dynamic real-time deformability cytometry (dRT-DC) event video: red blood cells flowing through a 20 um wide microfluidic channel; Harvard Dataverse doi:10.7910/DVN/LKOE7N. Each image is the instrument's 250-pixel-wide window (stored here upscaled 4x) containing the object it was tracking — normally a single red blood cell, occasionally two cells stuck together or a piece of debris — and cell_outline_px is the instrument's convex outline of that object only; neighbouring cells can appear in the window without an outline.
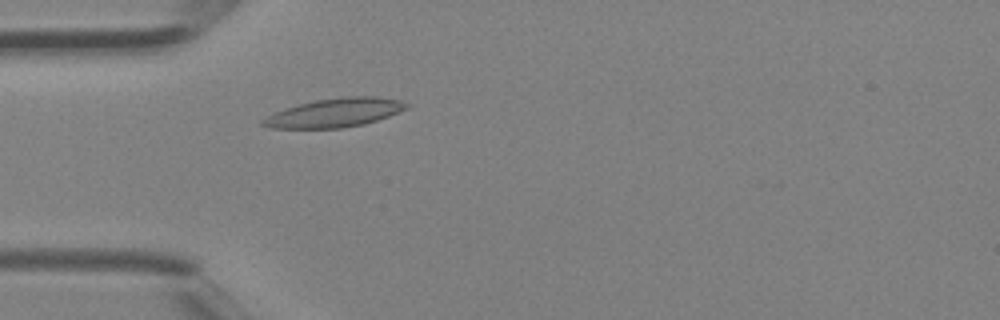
{"species": "Egyptian fruit bat (a non-hibernating species)", "species_latin": "Rousettus aegyptiacus", "temperature_condition": "room temperature", "stored_images_in_passage": 37, "camera_frame_rate_fps": 3000, "um_per_image_px": 0.085, "animal": {"sex": "female"}, "frame": {"image": 1, "passage_image": 8, "time_ms": 2.333, "image_size_px": [1000, 320], "cell_outline_px": [[412, 104], [408, 108], [388, 116], [364, 124], [340, 128], [268, 128], [260, 124], [260, 120], [276, 112], [300, 104], [316, 100], [340, 96], [376, 96], [400, 100]], "centroid_in_image_um": [28.49, 9.57], "position_along_channel_um": 56.5, "area_um2": 24.04}}
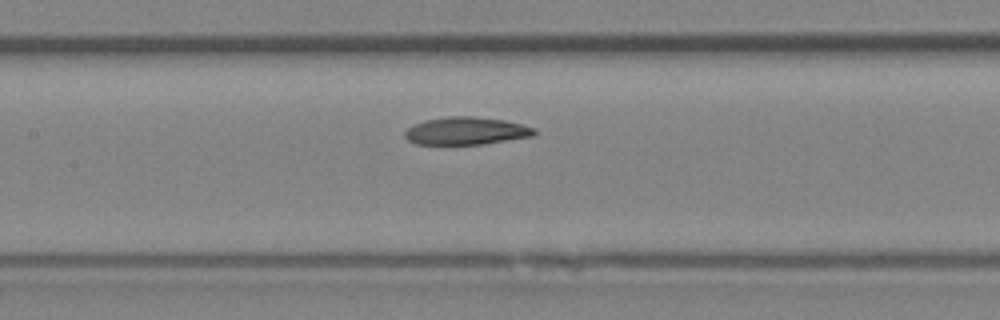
{"frame": {"image": 2, "passage_image": 15, "time_ms": 4.667, "image_size_px": [1000, 320], "cell_outline_px": [[536, 136], [484, 144], [416, 144], [408, 140], [404, 136], [404, 132], [412, 124], [424, 120], [448, 116], [472, 116], [504, 120], [536, 128]], "centroid_in_image_um": [39.63, 11.13], "position_along_channel_um": 167.8, "area_um2": 21.04}}
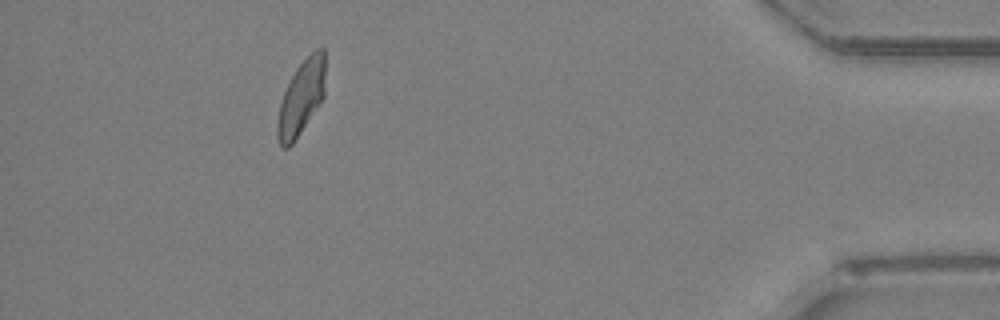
{"frame": {"image": 3, "passage_image": 33, "time_ms": 10.667, "image_size_px": [1000, 320], "cell_outline_px": [[324, 96], [292, 144], [288, 148], [280, 148], [276, 136], [276, 124], [280, 104], [284, 92], [296, 68], [316, 48], [324, 48]], "centroid_in_image_um": [25.57, 8.33], "position_along_channel_um": 409.6, "area_um2": 20.4}}